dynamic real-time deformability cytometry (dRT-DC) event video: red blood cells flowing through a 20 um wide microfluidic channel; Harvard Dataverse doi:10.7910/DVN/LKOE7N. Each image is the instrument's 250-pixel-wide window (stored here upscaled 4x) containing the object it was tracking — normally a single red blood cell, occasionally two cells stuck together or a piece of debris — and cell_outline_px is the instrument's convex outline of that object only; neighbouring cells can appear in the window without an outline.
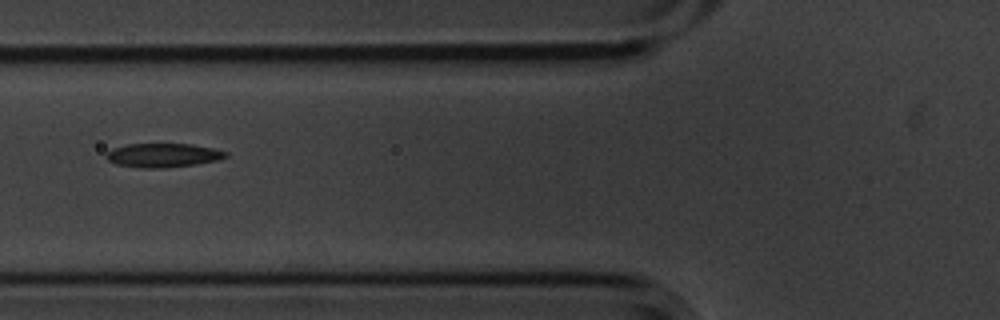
{"species": "common noctule bat (a hibernating species)", "species_latin": "Nyctalus noctula", "temperature_condition": "cold", "stored_images_in_passage": 9, "camera_frame_rate_fps": 3000, "um_per_image_px": 0.085, "animal": {"sex": "male", "body_mass_g": 20.1, "forearm_length_mm": 53.5}, "frame": {"image": 1, "passage_image": 7, "time_ms": 2.0, "image_size_px": [1000, 320], "cell_outline_px": [[228, 156], [216, 160], [196, 164], [164, 168], [144, 168], [116, 164], [108, 160], [108, 152], [112, 148], [128, 144], [192, 144], [212, 148], [228, 152]], "centroid_in_image_um": [13.88, 13.19], "position_along_channel_um": 111.9, "area_um2": 16.47}}
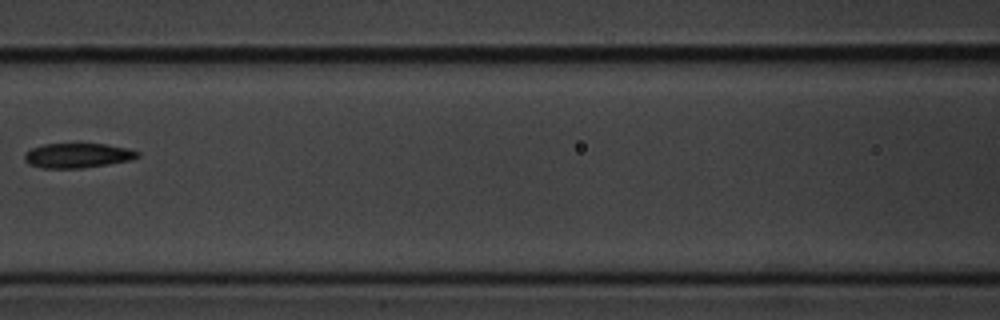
{"frame": {"image": 2, "passage_image": 8, "time_ms": 2.333, "image_size_px": [1000, 320], "cell_outline_px": [[140, 156], [132, 160], [108, 164], [80, 168], [44, 168], [28, 164], [24, 160], [24, 152], [32, 148], [44, 144], [104, 144], [128, 148], [140, 152]], "centroid_in_image_um": [6.6, 13.22], "position_along_channel_um": 160.0, "area_um2": 16.3}}
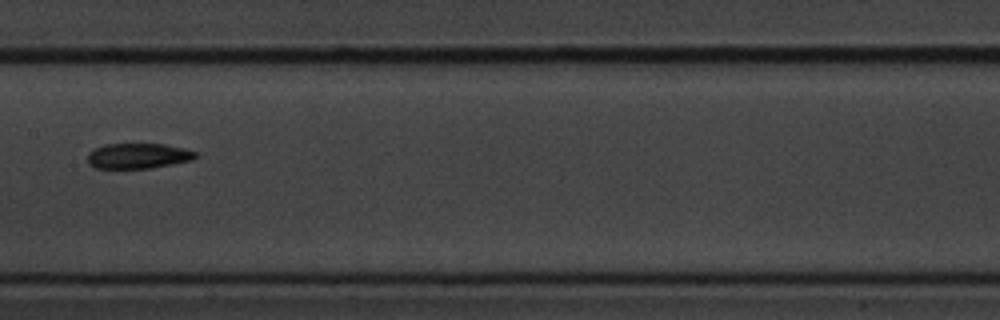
{"frame": {"image": 3, "passage_image": 9, "time_ms": 2.667, "image_size_px": [1000, 320], "cell_outline_px": [[200, 156], [192, 160], [152, 168], [96, 168], [88, 164], [88, 152], [92, 148], [104, 144], [164, 144], [184, 148], [196, 152]], "centroid_in_image_um": [11.73, 13.24], "position_along_channel_um": 195.7, "area_um2": 16.13}}